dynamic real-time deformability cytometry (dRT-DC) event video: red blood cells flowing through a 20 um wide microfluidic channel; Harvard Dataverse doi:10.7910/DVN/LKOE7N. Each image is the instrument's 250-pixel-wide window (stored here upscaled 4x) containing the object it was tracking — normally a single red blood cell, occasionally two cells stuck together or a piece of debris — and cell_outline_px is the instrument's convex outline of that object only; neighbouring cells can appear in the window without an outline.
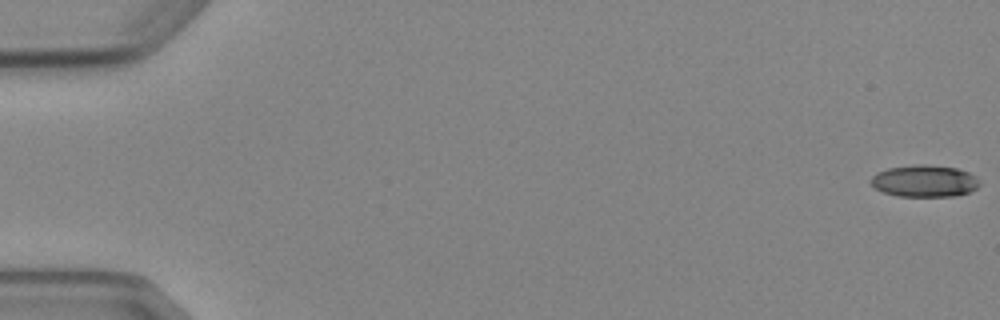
{"species": "Egyptian fruit bat (a non-hibernating species)", "species_latin": "Rousettus aegyptiacus", "temperature_condition": "cold", "stored_images_in_passage": 9, "camera_frame_rate_fps": 3000, "um_per_image_px": 0.085, "animal": {"sex": "female"}, "frame": {"image": 1, "passage_image": 1, "time_ms": 0.0, "image_size_px": [1000, 320], "cell_outline_px": [[980, 184], [976, 188], [968, 192], [956, 196], [896, 196], [884, 192], [876, 188], [868, 180], [876, 172], [888, 168], [916, 164], [924, 164], [956, 168], [968, 172], [976, 176]], "centroid_in_image_um": [78.56, 15.38], "position_along_channel_um": 6.4, "area_um2": 20.23}}
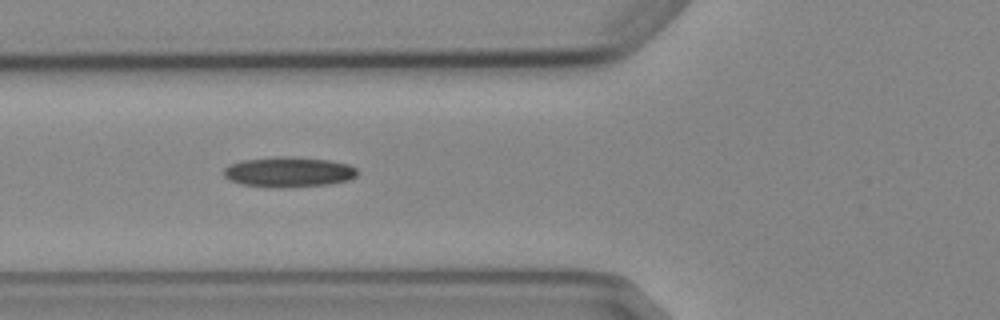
{"frame": {"image": 2, "passage_image": 7, "time_ms": 6.667, "image_size_px": [1000, 320], "cell_outline_px": [[356, 176], [348, 180], [332, 184], [284, 188], [268, 188], [240, 184], [228, 180], [224, 176], [224, 168], [228, 164], [244, 160], [276, 156], [292, 156], [328, 160], [348, 164], [356, 168]], "centroid_in_image_um": [24.49, 14.63], "position_along_channel_um": 101.3, "area_um2": 23.93}}
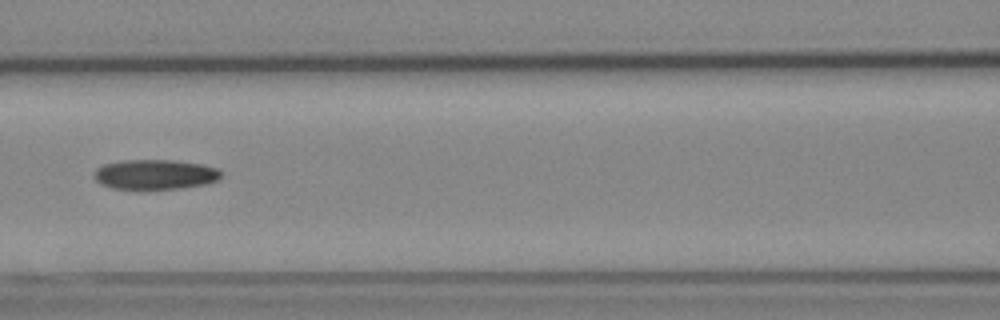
{"frame": {"image": 3, "passage_image": 8, "time_ms": 8.0, "image_size_px": [1000, 320], "cell_outline_px": [[224, 172], [220, 180], [208, 184], [180, 188], [140, 192], [112, 188], [100, 184], [92, 176], [96, 168], [104, 164], [124, 160], [172, 160], [200, 164], [216, 168]], "centroid_in_image_um": [13.17, 14.87], "position_along_channel_um": 153.4, "area_um2": 23.12}}